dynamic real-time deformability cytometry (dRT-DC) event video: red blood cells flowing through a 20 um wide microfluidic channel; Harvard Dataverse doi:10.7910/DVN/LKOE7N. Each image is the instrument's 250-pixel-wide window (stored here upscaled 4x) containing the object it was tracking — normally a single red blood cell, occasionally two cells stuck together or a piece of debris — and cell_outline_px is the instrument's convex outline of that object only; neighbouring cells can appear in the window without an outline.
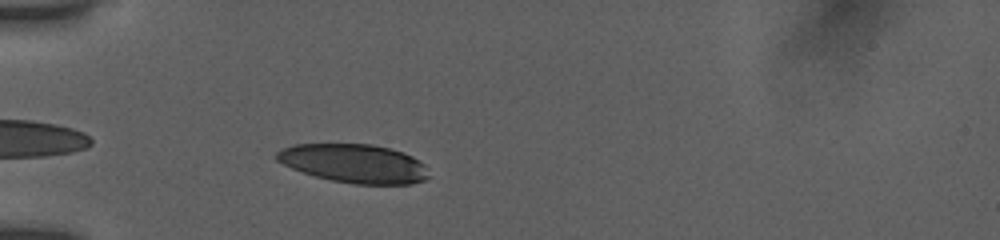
{"species": "human", "species_latin": "Homo sapiens", "temperature_condition": "room temperature", "stored_images_in_passage": 34, "camera_frame_rate_fps": 3000, "um_per_image_px": 0.085, "donor": {"sex": "female"}, "frame": {"image": 1, "passage_image": 3, "time_ms": 0.667, "image_size_px": [1000, 240], "cell_outline_px": [[428, 180], [412, 184], [356, 184], [332, 180], [316, 176], [292, 168], [276, 160], [276, 152], [292, 144], [372, 144], [404, 152], [412, 156], [424, 164], [428, 176]], "centroid_in_image_um": [30.13, 13.89], "position_along_channel_um": 54.9, "area_um2": 34.16}}
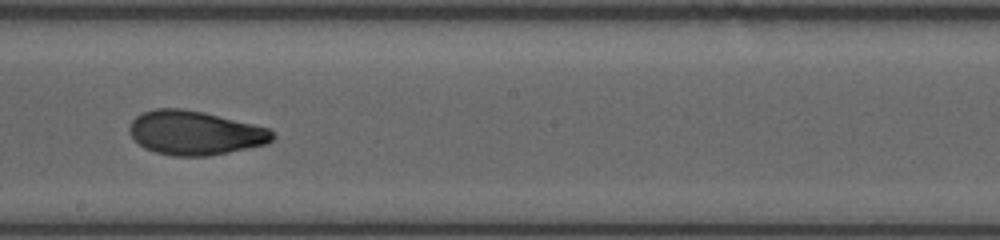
{"frame": {"image": 2, "passage_image": 19, "time_ms": 5.667, "image_size_px": [1000, 240], "cell_outline_px": [[276, 136], [272, 140], [264, 144], [228, 152], [208, 156], [172, 156], [156, 152], [144, 148], [132, 136], [128, 128], [132, 120], [136, 116], [144, 112], [156, 108], [180, 108], [204, 112], [268, 128]], "centroid_in_image_um": [16.54, 11.29], "position_along_channel_um": 231.7, "area_um2": 36.41}}
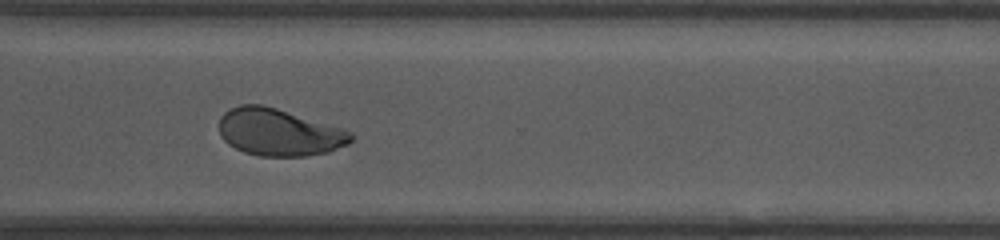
{"frame": {"image": 3, "passage_image": 28, "time_ms": 8.667, "image_size_px": [1000, 240], "cell_outline_px": [[356, 136], [348, 144], [328, 152], [304, 156], [260, 156], [244, 152], [228, 144], [220, 136], [220, 116], [224, 112], [240, 104], [264, 104], [344, 128], [352, 132]], "centroid_in_image_um": [23.74, 11.23], "position_along_channel_um": 346.9, "area_um2": 36.53}, "authors_computed_cell_mechanics": {"area_um2": 36.8764, "velocity_mm_per_s": 3.8656, "shape_relaxation_time_tau1_ms": 5.264, "shape_relaxation_time_tau2_ms": 1.3323, "deformation_change_tau1": 0.1599, "deformation_change_tau2": 0.0672}}